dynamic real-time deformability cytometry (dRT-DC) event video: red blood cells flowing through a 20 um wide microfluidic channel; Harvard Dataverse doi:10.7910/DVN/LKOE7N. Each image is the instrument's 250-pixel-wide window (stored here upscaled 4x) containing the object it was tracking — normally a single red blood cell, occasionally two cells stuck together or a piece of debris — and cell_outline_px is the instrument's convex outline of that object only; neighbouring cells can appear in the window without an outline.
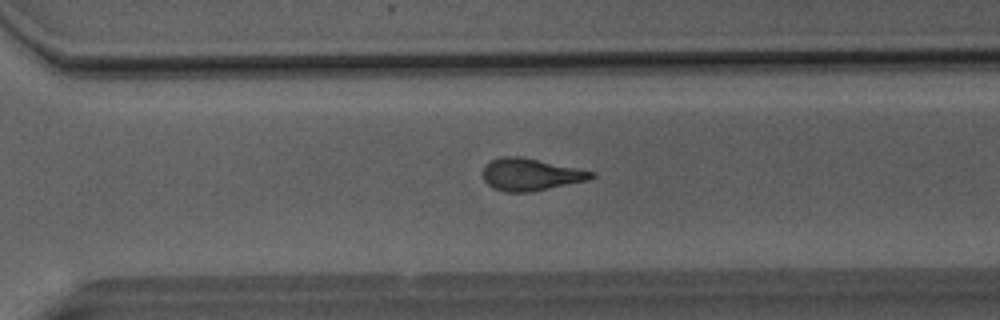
{"species": "Egyptian fruit bat (a non-hibernating species)", "species_latin": "Rousettus aegyptiacus", "temperature_condition": "room temperature", "stored_images_in_passage": 46, "camera_frame_rate_fps": 3000, "um_per_image_px": 0.085, "animal": {"sex": "male"}, "frame": {"image": 1, "passage_image": 31, "time_ms": 10.0, "image_size_px": [1000, 320], "cell_outline_px": [[596, 176], [588, 180], [528, 192], [504, 192], [492, 188], [484, 180], [484, 168], [492, 160], [500, 156], [520, 156], [596, 172]], "centroid_in_image_um": [45.1, 14.83], "position_along_channel_um": 325.5, "area_um2": 20.11}}
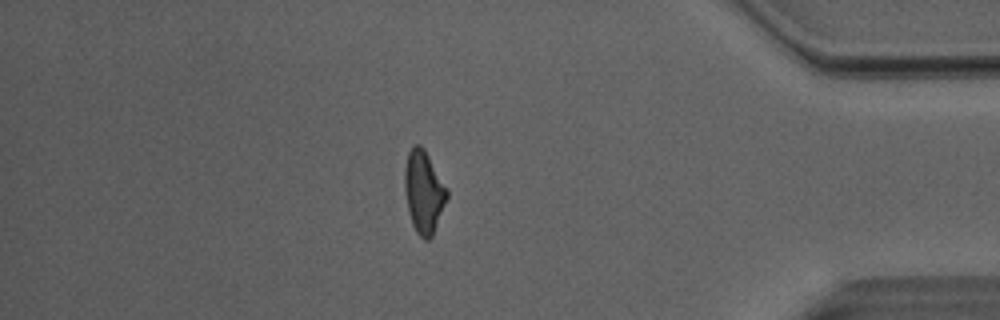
{"frame": {"image": 2, "passage_image": 39, "time_ms": 12.667, "image_size_px": [1000, 320], "cell_outline_px": [[448, 196], [432, 236], [428, 240], [424, 240], [416, 232], [412, 224], [408, 212], [404, 188], [404, 168], [408, 152], [412, 144], [420, 144], [424, 148], [448, 188]], "centroid_in_image_um": [36.0, 16.28], "position_along_channel_um": 399.2, "area_um2": 20.52}}
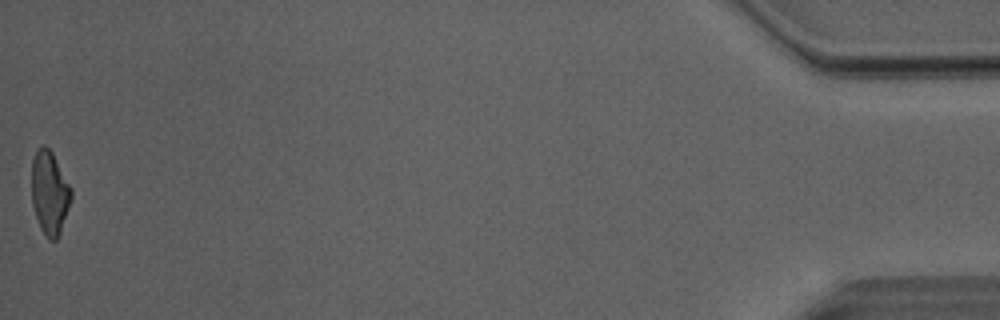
{"frame": {"image": 3, "passage_image": 46, "time_ms": 15.0, "image_size_px": [1000, 320], "cell_outline_px": [[72, 200], [60, 232], [56, 240], [48, 240], [40, 228], [32, 204], [32, 160], [36, 152], [44, 144], [52, 152], [72, 188]], "centroid_in_image_um": [4.23, 16.4], "position_along_channel_um": 431.0, "area_um2": 19.25}, "authors_computed_cell_mechanics": {"area_um2": 20.5768, "velocity_mm_per_s": 4.0859, "shape_relaxation_time_tau1_ms": 7.6267, "shape_relaxation_time_tau2_ms": 2.186, "deformation_change_tau1": 0.2255, "deformation_change_tau2": 0.1023}}